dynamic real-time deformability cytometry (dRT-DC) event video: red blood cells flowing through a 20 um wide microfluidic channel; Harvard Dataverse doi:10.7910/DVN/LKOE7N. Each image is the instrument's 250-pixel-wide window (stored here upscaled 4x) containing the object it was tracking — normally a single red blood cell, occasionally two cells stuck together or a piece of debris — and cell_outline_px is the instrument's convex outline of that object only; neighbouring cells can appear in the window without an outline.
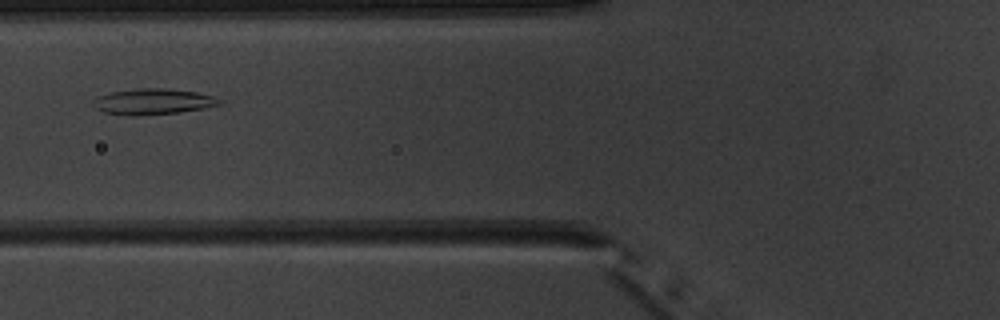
{"species": "common noctule bat (a hibernating species)", "species_latin": "Nyctalus noctula", "temperature_condition": "warm", "stored_images_in_passage": 5, "camera_frame_rate_fps": 3000, "um_per_image_px": 0.085, "animal": {"sex": "male", "body_mass_g": 20.1, "forearm_length_mm": 53.5}, "frame": {"image": 1, "passage_image": 4, "time_ms": 3.667, "image_size_px": [1000, 320], "cell_outline_px": [[224, 104], [204, 108], [180, 112], [136, 116], [128, 116], [104, 112], [92, 108], [92, 100], [96, 96], [108, 92], [136, 88], [164, 88], [196, 92], [212, 96], [224, 100]], "centroid_in_image_um": [12.95, 8.64], "position_along_channel_um": 112.8, "area_um2": 19.48}}
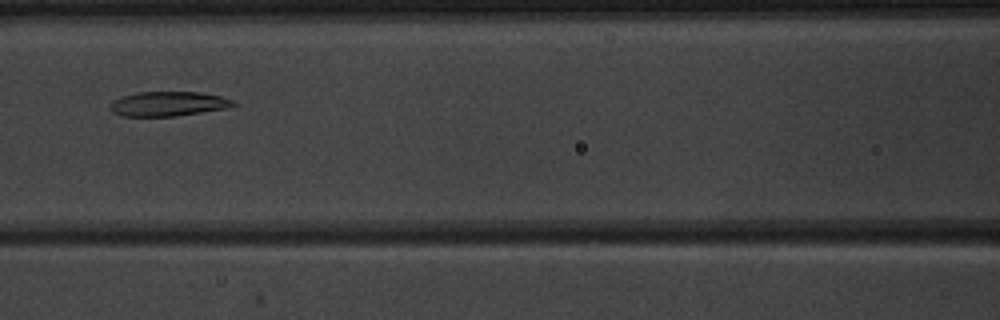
{"frame": {"image": 2, "passage_image": 5, "time_ms": 4.667, "image_size_px": [1000, 320], "cell_outline_px": [[236, 104], [228, 108], [176, 116], [124, 116], [112, 112], [108, 108], [112, 100], [136, 92], [200, 92], [220, 96], [232, 100]], "centroid_in_image_um": [14.27, 8.82], "position_along_channel_um": 152.3, "area_um2": 17.63}}